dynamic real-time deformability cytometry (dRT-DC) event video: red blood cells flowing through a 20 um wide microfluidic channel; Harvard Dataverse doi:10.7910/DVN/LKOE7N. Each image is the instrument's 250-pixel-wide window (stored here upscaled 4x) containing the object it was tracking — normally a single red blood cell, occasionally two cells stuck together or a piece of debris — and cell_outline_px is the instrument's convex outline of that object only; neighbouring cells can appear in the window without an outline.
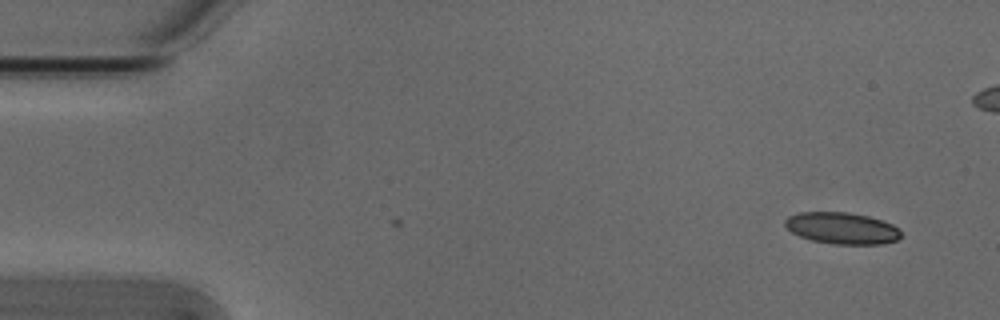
{"species": "Egyptian fruit bat (a non-hibernating species)", "species_latin": "Rousettus aegyptiacus", "temperature_condition": "cold", "stored_images_in_passage": 5, "camera_frame_rate_fps": 3000, "um_per_image_px": 0.085, "animal": {"sex": "male"}, "frame": {"image": 1, "passage_image": 1, "time_ms": 0.0, "image_size_px": [1000, 320], "cell_outline_px": [[900, 236], [896, 240], [884, 244], [832, 244], [812, 240], [800, 236], [792, 232], [784, 224], [784, 220], [788, 216], [800, 212], [848, 212], [868, 216], [892, 224], [900, 232]], "centroid_in_image_um": [71.54, 19.39], "position_along_channel_um": 13.5, "area_um2": 21.21}}